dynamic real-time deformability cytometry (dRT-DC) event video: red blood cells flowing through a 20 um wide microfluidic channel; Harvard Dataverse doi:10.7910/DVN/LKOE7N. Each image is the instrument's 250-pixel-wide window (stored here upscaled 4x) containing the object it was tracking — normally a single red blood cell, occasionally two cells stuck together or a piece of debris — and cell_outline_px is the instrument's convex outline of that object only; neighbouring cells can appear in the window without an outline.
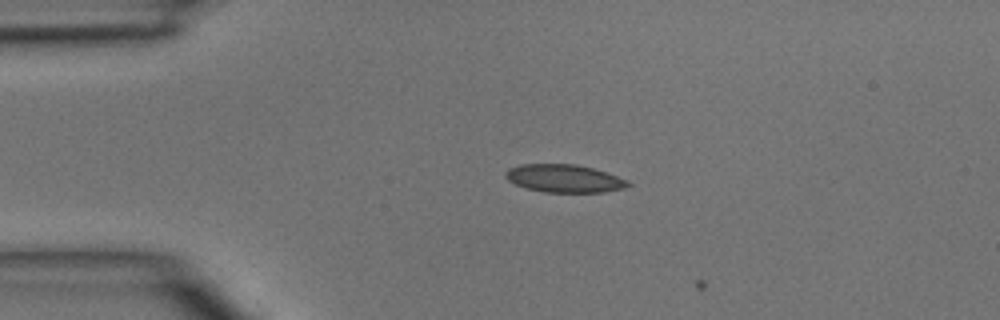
{"species": "common noctule bat (a hibernating species)", "species_latin": "Nyctalus noctula", "temperature_condition": "room temperature", "stored_images_in_passage": 2, "camera_frame_rate_fps": 3000, "um_per_image_px": 0.085, "animal": {"sex": "male", "body_mass_g": 15.6}, "frame": {"image": 1, "passage_image": 1, "time_ms": 0.0, "image_size_px": [1000, 320], "cell_outline_px": [[632, 184], [624, 188], [604, 192], [544, 192], [528, 188], [516, 184], [508, 180], [504, 176], [504, 172], [508, 168], [520, 164], [576, 164], [592, 168], [628, 180]], "centroid_in_image_um": [47.94, 15.16], "position_along_channel_um": 37.1, "area_um2": 19.83}}